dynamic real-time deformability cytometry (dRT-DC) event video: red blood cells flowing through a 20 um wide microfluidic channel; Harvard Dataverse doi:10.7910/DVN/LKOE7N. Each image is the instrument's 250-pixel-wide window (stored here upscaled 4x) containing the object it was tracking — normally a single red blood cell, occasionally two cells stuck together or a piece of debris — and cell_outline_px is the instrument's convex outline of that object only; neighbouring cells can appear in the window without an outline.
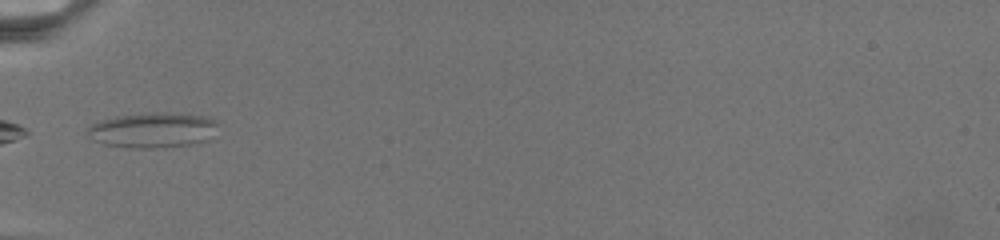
{"species": "common noctule bat (a hibernating species)", "species_latin": "Nyctalus noctula", "temperature_condition": "warm", "stored_images_in_passage": 44, "camera_frame_rate_fps": 3000, "um_per_image_px": 0.085, "animal": {"sex": "female", "body_mass_g": 19.5, "forearm_length_mm": 54.1}, "frame": {"image": 1, "passage_image": 1, "time_ms": 0.0, "image_size_px": [1000, 240], "cell_outline_px": [[216, 124], [212, 140], [192, 144], [152, 148], [124, 148], [104, 144], [92, 140], [88, 136], [88, 128], [92, 124], [100, 120], [116, 116], [156, 112], [176, 112], [204, 116], [212, 120]], "centroid_in_image_um": [12.97, 11.06], "position_along_channel_um": 72.0, "area_um2": 26.99}}